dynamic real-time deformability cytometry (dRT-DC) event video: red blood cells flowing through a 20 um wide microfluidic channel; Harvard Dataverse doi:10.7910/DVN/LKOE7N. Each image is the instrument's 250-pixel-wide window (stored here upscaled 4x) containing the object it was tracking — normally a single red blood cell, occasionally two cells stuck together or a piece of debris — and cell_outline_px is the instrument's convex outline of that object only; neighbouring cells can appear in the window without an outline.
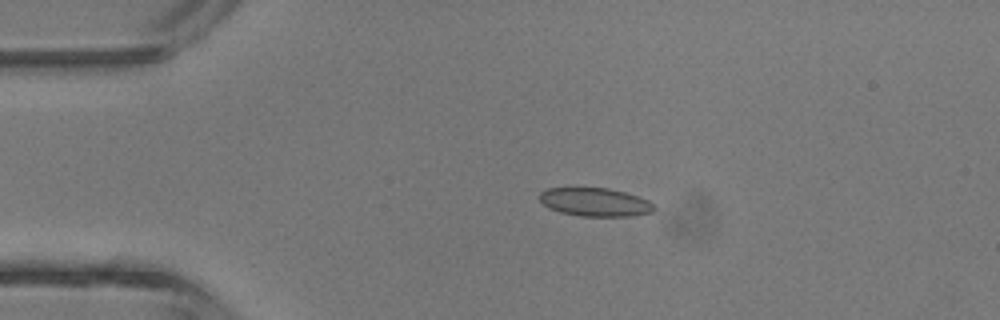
{"species": "common noctule bat (a hibernating species)", "species_latin": "Nyctalus noctula", "temperature_condition": "room temperature", "stored_images_in_passage": 3, "camera_frame_rate_fps": 3000, "um_per_image_px": 0.085, "animal": {"sex": "male", "body_mass_g": 13.3}, "frame": {"image": 1, "passage_image": 2, "time_ms": 1.333, "image_size_px": [1000, 320], "cell_outline_px": [[656, 208], [652, 212], [628, 216], [580, 216], [560, 212], [548, 208], [540, 200], [540, 192], [544, 188], [608, 188], [624, 192], [648, 200]], "centroid_in_image_um": [50.55, 17.18], "position_along_channel_um": 34.5, "area_um2": 18.84}}